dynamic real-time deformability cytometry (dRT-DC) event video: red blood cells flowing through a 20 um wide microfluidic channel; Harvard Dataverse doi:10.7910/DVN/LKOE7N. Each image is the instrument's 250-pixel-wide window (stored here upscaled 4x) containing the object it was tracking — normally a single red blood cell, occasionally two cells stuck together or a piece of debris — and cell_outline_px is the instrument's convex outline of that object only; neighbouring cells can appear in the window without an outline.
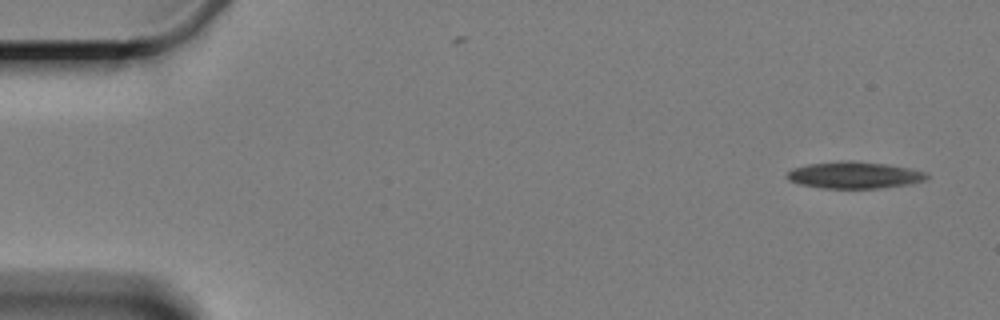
{"species": "Egyptian fruit bat (a non-hibernating species)", "species_latin": "Rousettus aegyptiacus", "temperature_condition": "cold", "stored_images_in_passage": 5, "camera_frame_rate_fps": 3000, "um_per_image_px": 0.085, "animal": {"sex": "female"}, "frame": {"image": 1, "passage_image": 1, "time_ms": 0.0, "image_size_px": [1000, 320], "cell_outline_px": [[928, 176], [924, 180], [908, 184], [876, 188], [824, 188], [800, 184], [788, 180], [788, 172], [792, 168], [808, 164], [840, 160], [852, 160], [888, 164], [908, 168], [924, 172]], "centroid_in_image_um": [72.58, 14.87], "position_along_channel_um": 12.4, "area_um2": 21.62}}
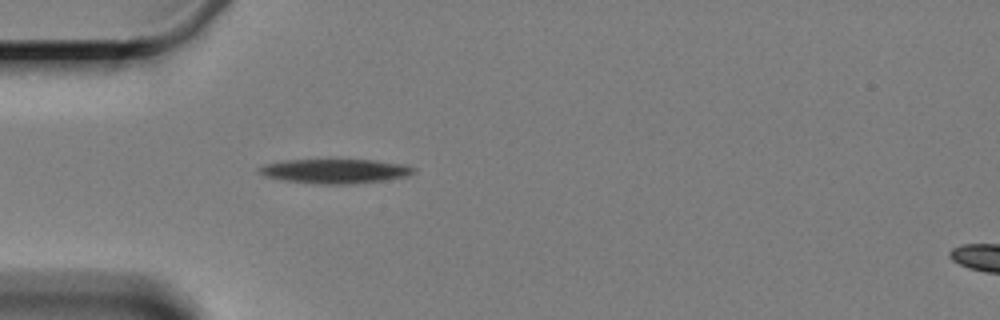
{"frame": {"image": 2, "passage_image": 5, "time_ms": 4.667, "image_size_px": [1000, 320], "cell_outline_px": [[416, 172], [408, 176], [384, 180], [344, 184], [320, 184], [284, 180], [264, 176], [256, 168], [264, 164], [280, 160], [332, 156], [376, 160], [404, 164], [416, 168]], "centroid_in_image_um": [28.45, 14.47], "position_along_channel_um": 56.5, "area_um2": 23.35}}